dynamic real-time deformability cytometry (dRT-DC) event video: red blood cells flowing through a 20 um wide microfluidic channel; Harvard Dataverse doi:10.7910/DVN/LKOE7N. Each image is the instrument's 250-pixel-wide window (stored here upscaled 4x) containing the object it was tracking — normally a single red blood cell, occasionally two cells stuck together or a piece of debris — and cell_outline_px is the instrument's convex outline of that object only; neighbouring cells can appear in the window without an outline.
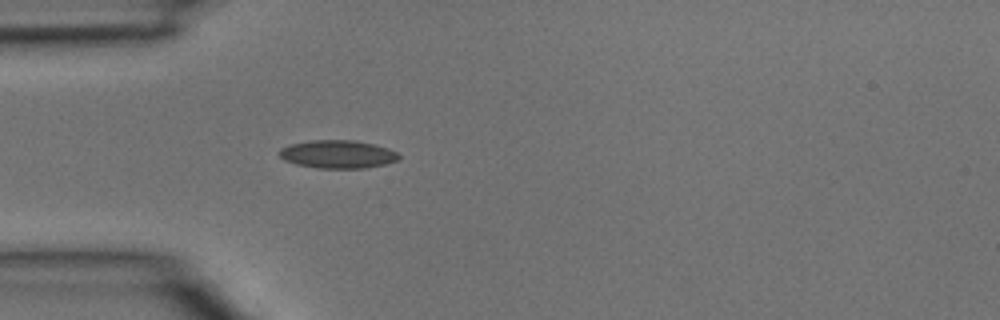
{"species": "common noctule bat (a hibernating species)", "species_latin": "Nyctalus noctula", "temperature_condition": "room temperature", "stored_images_in_passage": 3, "camera_frame_rate_fps": 3000, "um_per_image_px": 0.085, "animal": {"sex": "male", "body_mass_g": 15.6}, "frame": {"image": 1, "passage_image": 3, "time_ms": 0.667, "image_size_px": [1000, 320], "cell_outline_px": [[400, 156], [396, 160], [384, 164], [364, 168], [316, 168], [296, 164], [284, 160], [280, 156], [280, 148], [292, 144], [312, 140], [356, 140], [388, 148], [396, 152]], "centroid_in_image_um": [28.69, 13.11], "position_along_channel_um": 56.3, "area_um2": 19.36}}